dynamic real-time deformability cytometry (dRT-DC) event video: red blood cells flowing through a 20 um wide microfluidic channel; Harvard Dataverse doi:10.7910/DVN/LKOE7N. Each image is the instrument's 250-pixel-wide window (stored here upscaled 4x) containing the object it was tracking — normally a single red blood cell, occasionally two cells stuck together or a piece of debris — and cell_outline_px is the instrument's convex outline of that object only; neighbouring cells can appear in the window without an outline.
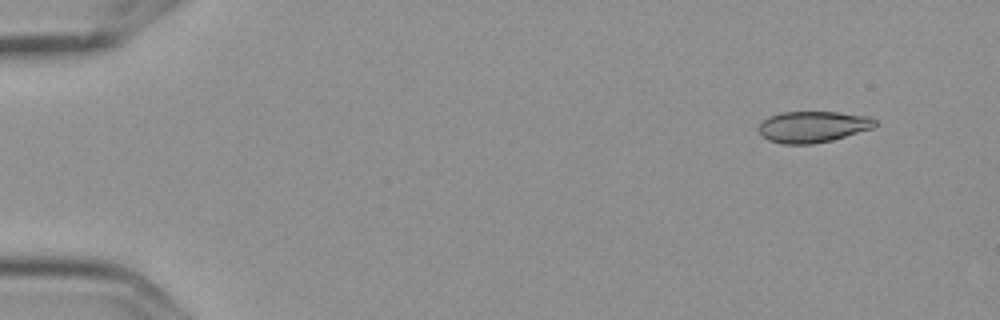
{"species": "Egyptian fruit bat (a non-hibernating species)", "species_latin": "Rousettus aegyptiacus", "temperature_condition": "cold", "stored_images_in_passage": 4, "camera_frame_rate_fps": 3000, "um_per_image_px": 0.085, "frame": {"image": 1, "passage_image": 1, "time_ms": 0.0, "image_size_px": [1000, 320], "cell_outline_px": [[876, 128], [832, 140], [812, 144], [780, 144], [768, 140], [756, 128], [768, 116], [780, 112], [836, 112], [872, 116], [876, 120]], "centroid_in_image_um": [69.12, 10.77], "position_along_channel_um": 15.9, "area_um2": 21.5}}
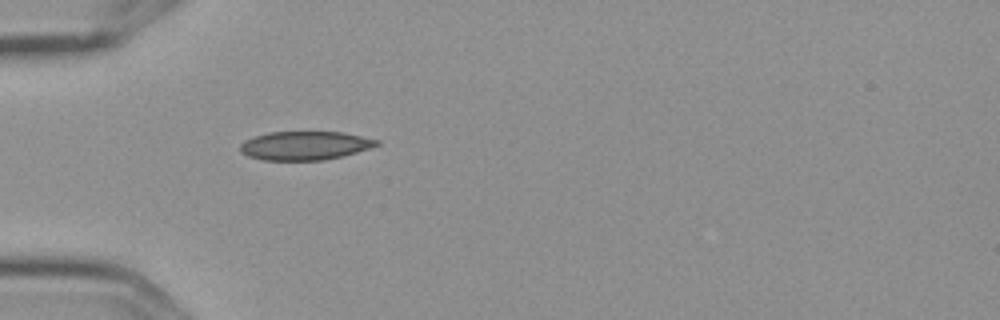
{"frame": {"image": 2, "passage_image": 4, "time_ms": 1.0, "image_size_px": [1000, 320], "cell_outline_px": [[380, 144], [344, 156], [324, 160], [264, 160], [248, 156], [240, 152], [240, 144], [244, 140], [268, 132], [344, 132], [380, 140]], "centroid_in_image_um": [25.92, 12.37], "position_along_channel_um": 59.1, "area_um2": 22.83}}